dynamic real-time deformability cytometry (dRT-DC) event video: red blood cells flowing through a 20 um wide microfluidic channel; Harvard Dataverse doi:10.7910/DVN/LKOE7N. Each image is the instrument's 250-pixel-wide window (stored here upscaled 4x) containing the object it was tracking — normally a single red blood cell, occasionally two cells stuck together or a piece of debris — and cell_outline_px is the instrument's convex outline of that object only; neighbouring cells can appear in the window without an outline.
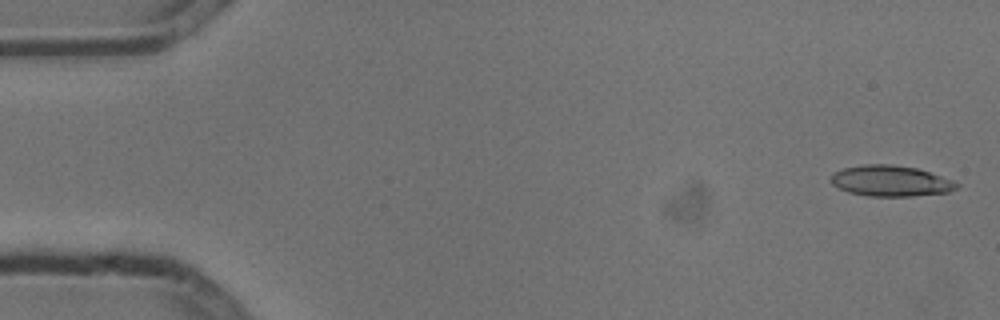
{"species": "common noctule bat (a hibernating species)", "species_latin": "Nyctalus noctula", "temperature_condition": "cold", "stored_images_in_passage": 5, "camera_frame_rate_fps": 3000, "um_per_image_px": 0.085, "animal": {"sex": "male", "body_mass_g": 13.3}, "frame": {"image": 1, "passage_image": 1, "time_ms": 0.0, "image_size_px": [1000, 320], "cell_outline_px": [[960, 184], [956, 188], [948, 192], [912, 196], [868, 196], [848, 192], [832, 184], [828, 180], [832, 172], [844, 168], [864, 164], [892, 164], [916, 168], [952, 180]], "centroid_in_image_um": [75.65, 15.37], "position_along_channel_um": 9.4, "area_um2": 22.6}}
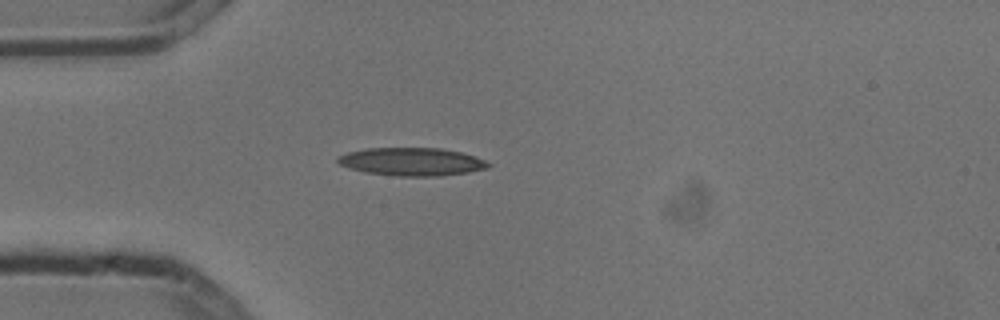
{"frame": {"image": 2, "passage_image": 4, "time_ms": 1.0, "image_size_px": [1000, 320], "cell_outline_px": [[492, 164], [488, 168], [468, 172], [440, 176], [400, 176], [364, 172], [348, 168], [340, 164], [336, 160], [336, 156], [348, 152], [368, 148], [440, 148], [460, 152], [476, 156]], "centroid_in_image_um": [34.99, 13.74], "position_along_channel_um": 50.0, "area_um2": 24.62}}